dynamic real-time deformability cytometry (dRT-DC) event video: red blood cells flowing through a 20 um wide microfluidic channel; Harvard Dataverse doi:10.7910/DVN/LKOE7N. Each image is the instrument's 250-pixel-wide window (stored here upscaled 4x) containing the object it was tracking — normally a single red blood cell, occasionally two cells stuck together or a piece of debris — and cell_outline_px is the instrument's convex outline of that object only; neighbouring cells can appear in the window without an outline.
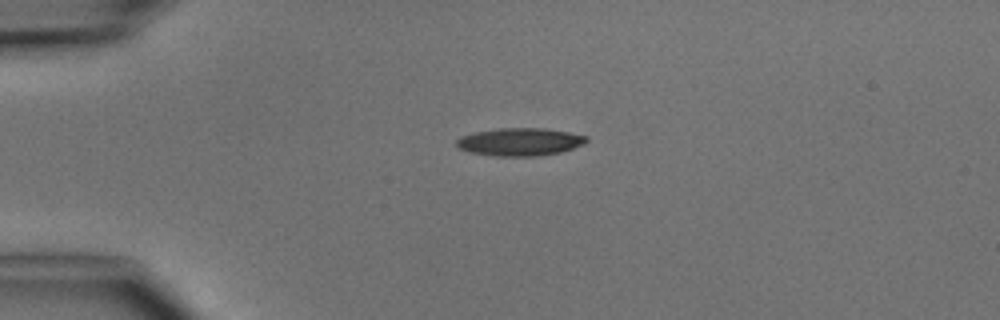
{"species": "common noctule bat (a hibernating species)", "species_latin": "Nyctalus noctula", "temperature_condition": "cold", "stored_images_in_passage": 1, "camera_frame_rate_fps": 3000, "um_per_image_px": 0.085, "animal": {"sex": "male", "body_mass_g": 15.6}, "frame": {"image": 1, "passage_image": 1, "time_ms": 0.0, "image_size_px": [1000, 320], "cell_outline_px": [[588, 140], [584, 144], [560, 152], [536, 156], [492, 156], [468, 152], [460, 148], [456, 144], [456, 140], [460, 136], [476, 132], [500, 128], [548, 128], [588, 136]], "centroid_in_image_um": [44.19, 12.05], "position_along_channel_um": 40.8, "area_um2": 21.1}}